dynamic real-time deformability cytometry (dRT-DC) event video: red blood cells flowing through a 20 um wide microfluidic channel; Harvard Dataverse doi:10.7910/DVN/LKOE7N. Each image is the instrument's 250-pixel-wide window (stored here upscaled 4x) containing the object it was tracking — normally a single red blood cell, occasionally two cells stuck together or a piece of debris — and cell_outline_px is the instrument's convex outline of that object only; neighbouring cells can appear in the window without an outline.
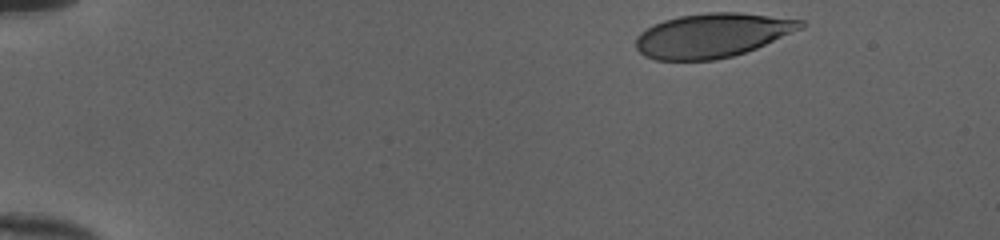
{"species": "human", "species_latin": "Homo sapiens", "temperature_condition": "cold", "stored_images_in_passage": 38, "camera_frame_rate_fps": 3000, "um_per_image_px": 0.085, "donor": {"sex": "female"}, "frame": {"image": 1, "passage_image": 1, "time_ms": 0.0, "image_size_px": [1000, 240], "cell_outline_px": [[804, 28], [756, 48], [732, 56], [716, 60], [656, 60], [644, 56], [636, 48], [636, 36], [640, 32], [664, 20], [680, 16], [708, 12], [740, 12], [804, 20]], "centroid_in_image_um": [60.55, 3.01], "position_along_channel_um": 24.4, "area_um2": 42.37}}
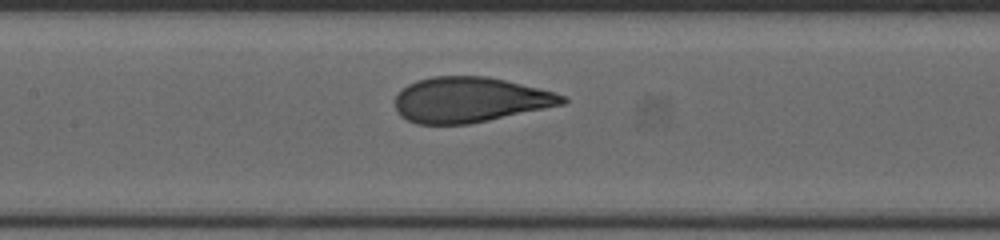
{"frame": {"image": 2, "passage_image": 20, "time_ms": 6.333, "image_size_px": [1000, 240], "cell_outline_px": [[568, 100], [564, 104], [488, 120], [468, 124], [416, 124], [400, 116], [396, 112], [396, 96], [408, 84], [416, 80], [432, 76], [488, 76], [540, 88], [556, 92], [564, 96]], "centroid_in_image_um": [39.93, 8.47], "position_along_channel_um": 167.5, "area_um2": 44.04}}
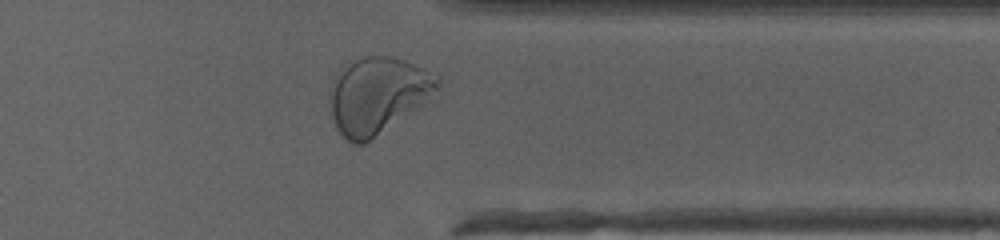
{"frame": {"image": 3, "passage_image": 36, "time_ms": 11.667, "image_size_px": [1000, 240], "cell_outline_px": [[440, 92], [424, 104], [364, 144], [352, 144], [336, 128], [332, 116], [328, 100], [328, 96], [332, 80], [340, 64], [348, 60], [364, 56], [388, 56], [404, 60], [424, 68], [440, 76]], "centroid_in_image_um": [32.09, 8.06], "position_along_channel_um": 379.3, "area_um2": 48.96}, "authors_computed_cell_mechanics": {"area_um2": 44.1014, "velocity_mm_per_s": 4.0001, "shape_relaxation_time_tau1_ms": 3.492, "shape_relaxation_time_tau2_ms": null, "deformation_change_tau1": 0.2064, "deformation_change_tau2": null}}